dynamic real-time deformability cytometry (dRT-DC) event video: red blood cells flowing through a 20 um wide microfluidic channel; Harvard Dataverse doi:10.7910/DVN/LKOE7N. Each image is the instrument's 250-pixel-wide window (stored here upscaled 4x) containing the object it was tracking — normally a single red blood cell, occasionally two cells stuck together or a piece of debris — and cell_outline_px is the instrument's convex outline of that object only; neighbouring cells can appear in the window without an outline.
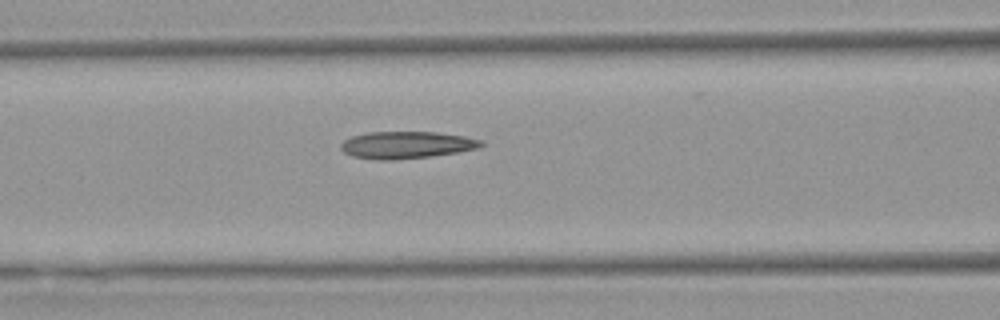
{"species": "Egyptian fruit bat (a non-hibernating species)", "species_latin": "Rousettus aegyptiacus", "temperature_condition": "warm", "stored_images_in_passage": 6, "camera_frame_rate_fps": 3000, "um_per_image_px": 0.085, "animal": {"sex": "female"}, "frame": {"image": 1, "passage_image": 6, "time_ms": 6.667, "image_size_px": [1000, 320], "cell_outline_px": [[484, 144], [480, 148], [456, 152], [428, 156], [392, 160], [376, 160], [352, 156], [344, 152], [340, 148], [340, 144], [344, 140], [352, 136], [368, 132], [436, 132], [464, 136], [484, 140]], "centroid_in_image_um": [34.55, 12.31], "position_along_channel_um": 132.1, "area_um2": 22.14}}